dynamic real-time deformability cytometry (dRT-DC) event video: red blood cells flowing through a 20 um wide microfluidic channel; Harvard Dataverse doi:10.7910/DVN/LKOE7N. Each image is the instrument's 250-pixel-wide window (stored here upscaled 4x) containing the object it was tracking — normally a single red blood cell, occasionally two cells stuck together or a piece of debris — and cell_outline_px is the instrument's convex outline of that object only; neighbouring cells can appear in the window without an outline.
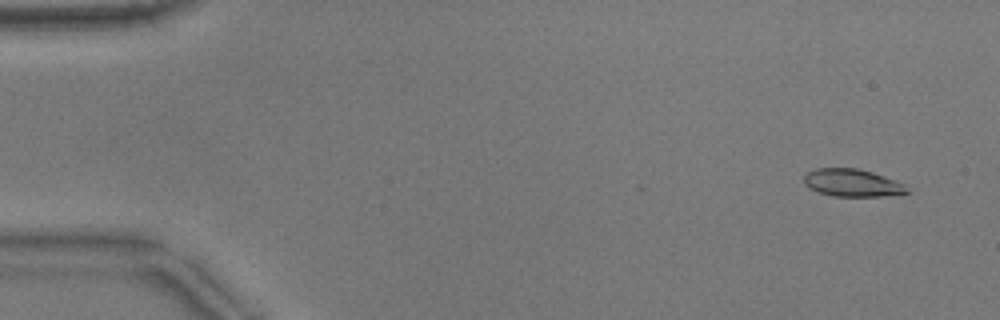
{"species": "common noctule bat (a hibernating species)", "species_latin": "Nyctalus noctula", "temperature_condition": "warm", "stored_images_in_passage": 53, "camera_frame_rate_fps": 3000, "um_per_image_px": 0.085, "animal": {"sex": "male", "body_mass_g": 17.9}, "frame": {"image": 1, "passage_image": 4, "time_ms": 1.0, "image_size_px": [1000, 320], "cell_outline_px": [[908, 192], [900, 196], [832, 196], [808, 188], [804, 184], [804, 176], [808, 172], [816, 168], [856, 168], [872, 172], [896, 180], [904, 184], [908, 188]], "centroid_in_image_um": [72.48, 15.55], "position_along_channel_um": 12.5, "area_um2": 16.7}}
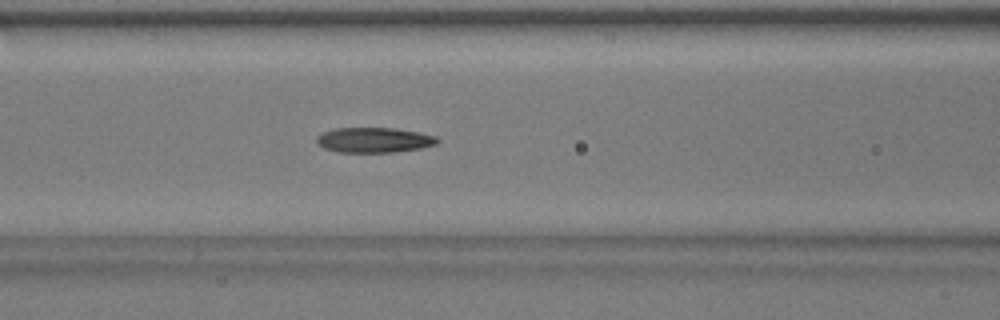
{"frame": {"image": 2, "passage_image": 23, "time_ms": 7.333, "image_size_px": [1000, 320], "cell_outline_px": [[440, 140], [436, 144], [420, 148], [396, 152], [340, 152], [324, 148], [316, 144], [316, 136], [324, 132], [336, 128], [392, 128], [416, 132], [436, 136]], "centroid_in_image_um": [31.77, 11.9], "position_along_channel_um": 134.8, "area_um2": 17.57}}
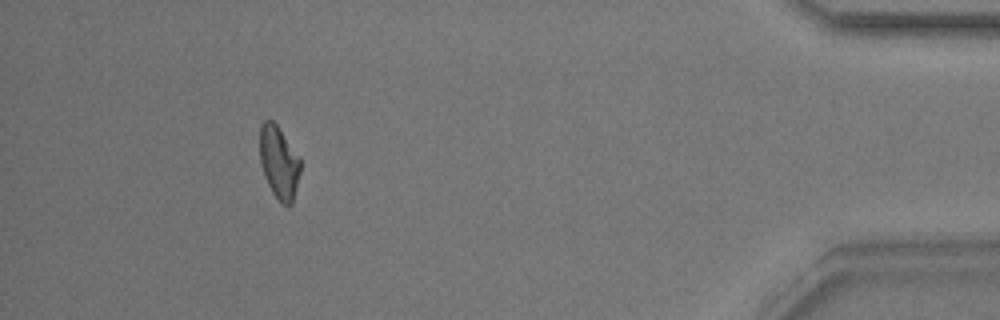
{"frame": {"image": 3, "passage_image": 49, "time_ms": 16.0, "image_size_px": [1000, 320], "cell_outline_px": [[300, 172], [292, 204], [288, 208], [280, 204], [272, 192], [264, 176], [260, 160], [260, 124], [264, 120], [272, 120], [276, 124], [300, 156]], "centroid_in_image_um": [23.72, 13.83], "position_along_channel_um": 411.5, "area_um2": 17.4}, "authors_computed_cell_mechanics": {"area_um2": 17.629, "velocity_mm_per_s": 3.8539, "shape_relaxation_time_tau1_ms": 9.1299, "shape_relaxation_time_tau2_ms": 6.684, "deformation_change_tau1": 0.2252, "deformation_change_tau2": 0.1501}}